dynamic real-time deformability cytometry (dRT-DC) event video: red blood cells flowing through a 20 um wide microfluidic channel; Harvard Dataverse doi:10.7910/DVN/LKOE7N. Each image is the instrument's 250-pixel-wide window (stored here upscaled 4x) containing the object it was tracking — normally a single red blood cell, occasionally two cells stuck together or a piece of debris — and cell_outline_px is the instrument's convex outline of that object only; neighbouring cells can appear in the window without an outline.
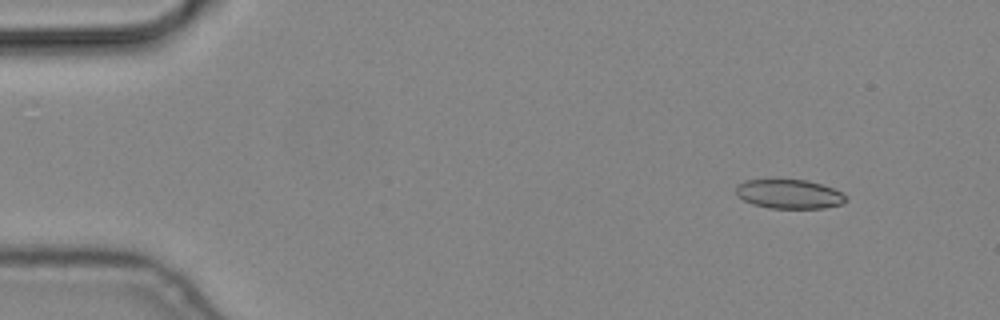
{"species": "common noctule bat (a hibernating species)", "species_latin": "Nyctalus noctula", "temperature_condition": "cold", "stored_images_in_passage": 4, "camera_frame_rate_fps": 3000, "um_per_image_px": 0.085, "animal": {"sex": "male", "body_mass_g": 19.2, "forearm_length_mm": 51.8}, "frame": {"image": 1, "passage_image": 1, "time_ms": 0.0, "image_size_px": [1000, 320], "cell_outline_px": [[848, 200], [844, 204], [824, 208], [768, 208], [752, 204], [736, 196], [736, 184], [744, 180], [808, 180], [832, 188], [848, 196]], "centroid_in_image_um": [67.08, 16.5], "position_along_channel_um": 17.9, "area_um2": 18.84}}
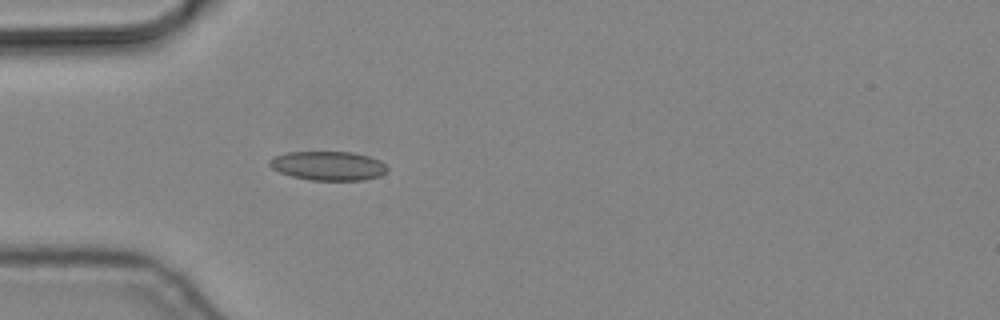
{"frame": {"image": 2, "passage_image": 4, "time_ms": 1.0, "image_size_px": [1000, 320], "cell_outline_px": [[388, 172], [380, 176], [364, 180], [308, 180], [292, 176], [280, 172], [272, 168], [268, 164], [268, 160], [276, 156], [288, 152], [352, 152], [368, 156], [380, 160], [388, 168]], "centroid_in_image_um": [27.92, 14.1], "position_along_channel_um": 57.1, "area_um2": 20.0}}